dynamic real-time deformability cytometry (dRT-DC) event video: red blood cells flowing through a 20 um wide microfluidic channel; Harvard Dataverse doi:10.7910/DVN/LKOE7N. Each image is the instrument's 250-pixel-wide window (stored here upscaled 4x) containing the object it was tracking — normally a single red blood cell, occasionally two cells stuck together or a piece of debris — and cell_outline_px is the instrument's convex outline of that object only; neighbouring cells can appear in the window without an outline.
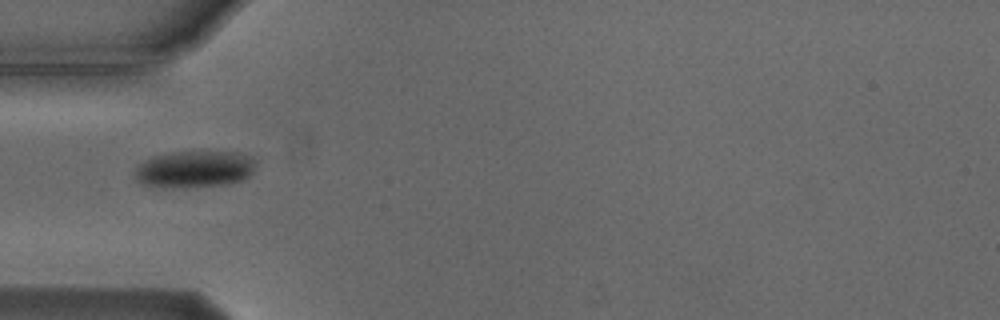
{"species": "Egyptian fruit bat (a non-hibernating species)", "species_latin": "Rousettus aegyptiacus", "temperature_condition": "cold", "stored_images_in_passage": 3, "camera_frame_rate_fps": 3000, "um_per_image_px": 0.085, "animal": {"sex": "male"}, "frame": {"image": 1, "passage_image": 1, "time_ms": 0.0, "image_size_px": [1000, 320], "cell_outline_px": [[256, 160], [252, 172], [244, 180], [228, 184], [184, 188], [160, 188], [144, 184], [136, 180], [136, 168], [144, 160], [152, 156], [172, 152], [236, 152], [252, 156]], "centroid_in_image_um": [16.54, 14.39], "position_along_channel_um": 68.5, "area_um2": 26.24}}
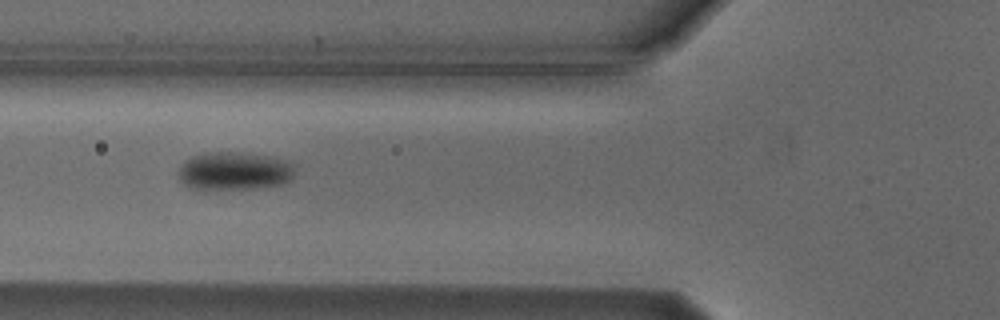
{"frame": {"image": 2, "passage_image": 2, "time_ms": 1.0, "image_size_px": [1000, 320], "cell_outline_px": [[296, 164], [292, 176], [288, 180], [280, 184], [252, 188], [204, 192], [192, 188], [184, 184], [180, 180], [180, 164], [184, 160], [192, 156], [204, 152], [240, 152], [272, 156], [292, 160]], "centroid_in_image_um": [19.91, 14.54], "position_along_channel_um": 105.9, "area_um2": 26.76}}